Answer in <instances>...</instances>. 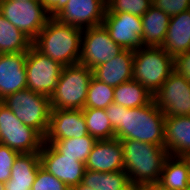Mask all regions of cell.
<instances>
[{
    "instance_id": "obj_1",
    "label": "cell",
    "mask_w": 190,
    "mask_h": 190,
    "mask_svg": "<svg viewBox=\"0 0 190 190\" xmlns=\"http://www.w3.org/2000/svg\"><path fill=\"white\" fill-rule=\"evenodd\" d=\"M105 112L118 140L164 145L165 115L153 100L147 105L130 109L111 103Z\"/></svg>"
},
{
    "instance_id": "obj_2",
    "label": "cell",
    "mask_w": 190,
    "mask_h": 190,
    "mask_svg": "<svg viewBox=\"0 0 190 190\" xmlns=\"http://www.w3.org/2000/svg\"><path fill=\"white\" fill-rule=\"evenodd\" d=\"M124 170L134 187L160 180L164 162L169 156L164 145H154L138 140H121Z\"/></svg>"
},
{
    "instance_id": "obj_3",
    "label": "cell",
    "mask_w": 190,
    "mask_h": 190,
    "mask_svg": "<svg viewBox=\"0 0 190 190\" xmlns=\"http://www.w3.org/2000/svg\"><path fill=\"white\" fill-rule=\"evenodd\" d=\"M82 31L51 17L33 40V46L62 66L75 65L79 63Z\"/></svg>"
},
{
    "instance_id": "obj_4",
    "label": "cell",
    "mask_w": 190,
    "mask_h": 190,
    "mask_svg": "<svg viewBox=\"0 0 190 190\" xmlns=\"http://www.w3.org/2000/svg\"><path fill=\"white\" fill-rule=\"evenodd\" d=\"M93 71L87 66H64L54 92L49 97L51 109H84Z\"/></svg>"
},
{
    "instance_id": "obj_5",
    "label": "cell",
    "mask_w": 190,
    "mask_h": 190,
    "mask_svg": "<svg viewBox=\"0 0 190 190\" xmlns=\"http://www.w3.org/2000/svg\"><path fill=\"white\" fill-rule=\"evenodd\" d=\"M174 71L173 57L163 47L143 46L134 51L133 80L153 95Z\"/></svg>"
},
{
    "instance_id": "obj_6",
    "label": "cell",
    "mask_w": 190,
    "mask_h": 190,
    "mask_svg": "<svg viewBox=\"0 0 190 190\" xmlns=\"http://www.w3.org/2000/svg\"><path fill=\"white\" fill-rule=\"evenodd\" d=\"M24 125L37 130L46 136L50 120L49 97L35 93L29 88L8 95L1 101Z\"/></svg>"
},
{
    "instance_id": "obj_7",
    "label": "cell",
    "mask_w": 190,
    "mask_h": 190,
    "mask_svg": "<svg viewBox=\"0 0 190 190\" xmlns=\"http://www.w3.org/2000/svg\"><path fill=\"white\" fill-rule=\"evenodd\" d=\"M0 143L22 153H39L44 137L34 128L24 125L0 101Z\"/></svg>"
},
{
    "instance_id": "obj_8",
    "label": "cell",
    "mask_w": 190,
    "mask_h": 190,
    "mask_svg": "<svg viewBox=\"0 0 190 190\" xmlns=\"http://www.w3.org/2000/svg\"><path fill=\"white\" fill-rule=\"evenodd\" d=\"M0 13L34 40L51 18L42 2L0 0Z\"/></svg>"
},
{
    "instance_id": "obj_9",
    "label": "cell",
    "mask_w": 190,
    "mask_h": 190,
    "mask_svg": "<svg viewBox=\"0 0 190 190\" xmlns=\"http://www.w3.org/2000/svg\"><path fill=\"white\" fill-rule=\"evenodd\" d=\"M123 50L111 39L103 24L90 27L82 31L79 64L92 70L111 61Z\"/></svg>"
},
{
    "instance_id": "obj_10",
    "label": "cell",
    "mask_w": 190,
    "mask_h": 190,
    "mask_svg": "<svg viewBox=\"0 0 190 190\" xmlns=\"http://www.w3.org/2000/svg\"><path fill=\"white\" fill-rule=\"evenodd\" d=\"M63 67L32 46L27 51L25 64L27 88L50 97L55 90Z\"/></svg>"
},
{
    "instance_id": "obj_11",
    "label": "cell",
    "mask_w": 190,
    "mask_h": 190,
    "mask_svg": "<svg viewBox=\"0 0 190 190\" xmlns=\"http://www.w3.org/2000/svg\"><path fill=\"white\" fill-rule=\"evenodd\" d=\"M153 101L165 117L190 116V82L173 71L153 94Z\"/></svg>"
},
{
    "instance_id": "obj_12",
    "label": "cell",
    "mask_w": 190,
    "mask_h": 190,
    "mask_svg": "<svg viewBox=\"0 0 190 190\" xmlns=\"http://www.w3.org/2000/svg\"><path fill=\"white\" fill-rule=\"evenodd\" d=\"M111 39L123 49L136 51L143 47L142 18L127 12L105 13L103 23Z\"/></svg>"
},
{
    "instance_id": "obj_13",
    "label": "cell",
    "mask_w": 190,
    "mask_h": 190,
    "mask_svg": "<svg viewBox=\"0 0 190 190\" xmlns=\"http://www.w3.org/2000/svg\"><path fill=\"white\" fill-rule=\"evenodd\" d=\"M41 166L69 188L82 183L85 163L63 156L51 144L43 143L39 152Z\"/></svg>"
},
{
    "instance_id": "obj_14",
    "label": "cell",
    "mask_w": 190,
    "mask_h": 190,
    "mask_svg": "<svg viewBox=\"0 0 190 190\" xmlns=\"http://www.w3.org/2000/svg\"><path fill=\"white\" fill-rule=\"evenodd\" d=\"M106 0H68L54 18L59 22L87 29L103 23Z\"/></svg>"
},
{
    "instance_id": "obj_15",
    "label": "cell",
    "mask_w": 190,
    "mask_h": 190,
    "mask_svg": "<svg viewBox=\"0 0 190 190\" xmlns=\"http://www.w3.org/2000/svg\"><path fill=\"white\" fill-rule=\"evenodd\" d=\"M87 134L82 109H51L49 127L44 140L80 138Z\"/></svg>"
},
{
    "instance_id": "obj_16",
    "label": "cell",
    "mask_w": 190,
    "mask_h": 190,
    "mask_svg": "<svg viewBox=\"0 0 190 190\" xmlns=\"http://www.w3.org/2000/svg\"><path fill=\"white\" fill-rule=\"evenodd\" d=\"M27 52L0 54V101L27 88Z\"/></svg>"
},
{
    "instance_id": "obj_17",
    "label": "cell",
    "mask_w": 190,
    "mask_h": 190,
    "mask_svg": "<svg viewBox=\"0 0 190 190\" xmlns=\"http://www.w3.org/2000/svg\"><path fill=\"white\" fill-rule=\"evenodd\" d=\"M85 167L102 173L124 170L121 141L117 138L97 140L85 162Z\"/></svg>"
},
{
    "instance_id": "obj_18",
    "label": "cell",
    "mask_w": 190,
    "mask_h": 190,
    "mask_svg": "<svg viewBox=\"0 0 190 190\" xmlns=\"http://www.w3.org/2000/svg\"><path fill=\"white\" fill-rule=\"evenodd\" d=\"M134 51L124 49L111 61L93 68V77L112 87L133 80Z\"/></svg>"
},
{
    "instance_id": "obj_19",
    "label": "cell",
    "mask_w": 190,
    "mask_h": 190,
    "mask_svg": "<svg viewBox=\"0 0 190 190\" xmlns=\"http://www.w3.org/2000/svg\"><path fill=\"white\" fill-rule=\"evenodd\" d=\"M164 147L177 157L190 152V116L165 117Z\"/></svg>"
},
{
    "instance_id": "obj_20",
    "label": "cell",
    "mask_w": 190,
    "mask_h": 190,
    "mask_svg": "<svg viewBox=\"0 0 190 190\" xmlns=\"http://www.w3.org/2000/svg\"><path fill=\"white\" fill-rule=\"evenodd\" d=\"M40 165L39 153L19 154L12 166L9 180L4 183V189L31 190Z\"/></svg>"
},
{
    "instance_id": "obj_21",
    "label": "cell",
    "mask_w": 190,
    "mask_h": 190,
    "mask_svg": "<svg viewBox=\"0 0 190 190\" xmlns=\"http://www.w3.org/2000/svg\"><path fill=\"white\" fill-rule=\"evenodd\" d=\"M162 47L173 58L190 50V10L170 17Z\"/></svg>"
},
{
    "instance_id": "obj_22",
    "label": "cell",
    "mask_w": 190,
    "mask_h": 190,
    "mask_svg": "<svg viewBox=\"0 0 190 190\" xmlns=\"http://www.w3.org/2000/svg\"><path fill=\"white\" fill-rule=\"evenodd\" d=\"M141 18L143 46L162 47L166 38L170 16L152 5Z\"/></svg>"
},
{
    "instance_id": "obj_23",
    "label": "cell",
    "mask_w": 190,
    "mask_h": 190,
    "mask_svg": "<svg viewBox=\"0 0 190 190\" xmlns=\"http://www.w3.org/2000/svg\"><path fill=\"white\" fill-rule=\"evenodd\" d=\"M82 184L94 190H132L134 188L125 170L102 173L86 169Z\"/></svg>"
},
{
    "instance_id": "obj_24",
    "label": "cell",
    "mask_w": 190,
    "mask_h": 190,
    "mask_svg": "<svg viewBox=\"0 0 190 190\" xmlns=\"http://www.w3.org/2000/svg\"><path fill=\"white\" fill-rule=\"evenodd\" d=\"M33 40L0 13V54L27 52Z\"/></svg>"
},
{
    "instance_id": "obj_25",
    "label": "cell",
    "mask_w": 190,
    "mask_h": 190,
    "mask_svg": "<svg viewBox=\"0 0 190 190\" xmlns=\"http://www.w3.org/2000/svg\"><path fill=\"white\" fill-rule=\"evenodd\" d=\"M159 182L171 190H188L190 176L184 160L169 155L164 162Z\"/></svg>"
},
{
    "instance_id": "obj_26",
    "label": "cell",
    "mask_w": 190,
    "mask_h": 190,
    "mask_svg": "<svg viewBox=\"0 0 190 190\" xmlns=\"http://www.w3.org/2000/svg\"><path fill=\"white\" fill-rule=\"evenodd\" d=\"M153 100V95L138 81L131 80L114 87L113 103L126 108L147 105Z\"/></svg>"
},
{
    "instance_id": "obj_27",
    "label": "cell",
    "mask_w": 190,
    "mask_h": 190,
    "mask_svg": "<svg viewBox=\"0 0 190 190\" xmlns=\"http://www.w3.org/2000/svg\"><path fill=\"white\" fill-rule=\"evenodd\" d=\"M44 142L51 144L63 156H70L85 163L97 140L87 134L80 138L44 140Z\"/></svg>"
},
{
    "instance_id": "obj_28",
    "label": "cell",
    "mask_w": 190,
    "mask_h": 190,
    "mask_svg": "<svg viewBox=\"0 0 190 190\" xmlns=\"http://www.w3.org/2000/svg\"><path fill=\"white\" fill-rule=\"evenodd\" d=\"M82 112L89 135L96 140L115 138L114 129L106 115L105 109L84 108Z\"/></svg>"
},
{
    "instance_id": "obj_29",
    "label": "cell",
    "mask_w": 190,
    "mask_h": 190,
    "mask_svg": "<svg viewBox=\"0 0 190 190\" xmlns=\"http://www.w3.org/2000/svg\"><path fill=\"white\" fill-rule=\"evenodd\" d=\"M114 100V87L92 77L84 108L106 109Z\"/></svg>"
},
{
    "instance_id": "obj_30",
    "label": "cell",
    "mask_w": 190,
    "mask_h": 190,
    "mask_svg": "<svg viewBox=\"0 0 190 190\" xmlns=\"http://www.w3.org/2000/svg\"><path fill=\"white\" fill-rule=\"evenodd\" d=\"M152 5V0H106L105 13L127 12L142 17Z\"/></svg>"
},
{
    "instance_id": "obj_31",
    "label": "cell",
    "mask_w": 190,
    "mask_h": 190,
    "mask_svg": "<svg viewBox=\"0 0 190 190\" xmlns=\"http://www.w3.org/2000/svg\"><path fill=\"white\" fill-rule=\"evenodd\" d=\"M31 190H69V187L40 165Z\"/></svg>"
},
{
    "instance_id": "obj_32",
    "label": "cell",
    "mask_w": 190,
    "mask_h": 190,
    "mask_svg": "<svg viewBox=\"0 0 190 190\" xmlns=\"http://www.w3.org/2000/svg\"><path fill=\"white\" fill-rule=\"evenodd\" d=\"M20 153L0 143V182L5 183L11 176V169Z\"/></svg>"
},
{
    "instance_id": "obj_33",
    "label": "cell",
    "mask_w": 190,
    "mask_h": 190,
    "mask_svg": "<svg viewBox=\"0 0 190 190\" xmlns=\"http://www.w3.org/2000/svg\"><path fill=\"white\" fill-rule=\"evenodd\" d=\"M152 4L170 17L190 10V0H152Z\"/></svg>"
},
{
    "instance_id": "obj_34",
    "label": "cell",
    "mask_w": 190,
    "mask_h": 190,
    "mask_svg": "<svg viewBox=\"0 0 190 190\" xmlns=\"http://www.w3.org/2000/svg\"><path fill=\"white\" fill-rule=\"evenodd\" d=\"M174 71L190 82V50L173 58Z\"/></svg>"
},
{
    "instance_id": "obj_35",
    "label": "cell",
    "mask_w": 190,
    "mask_h": 190,
    "mask_svg": "<svg viewBox=\"0 0 190 190\" xmlns=\"http://www.w3.org/2000/svg\"><path fill=\"white\" fill-rule=\"evenodd\" d=\"M68 0H42L45 9L50 17H54L67 4Z\"/></svg>"
},
{
    "instance_id": "obj_36",
    "label": "cell",
    "mask_w": 190,
    "mask_h": 190,
    "mask_svg": "<svg viewBox=\"0 0 190 190\" xmlns=\"http://www.w3.org/2000/svg\"><path fill=\"white\" fill-rule=\"evenodd\" d=\"M142 188L144 190H171L168 187H165L162 183H160L159 181L157 182H151V183H147L144 184L142 186Z\"/></svg>"
},
{
    "instance_id": "obj_37",
    "label": "cell",
    "mask_w": 190,
    "mask_h": 190,
    "mask_svg": "<svg viewBox=\"0 0 190 190\" xmlns=\"http://www.w3.org/2000/svg\"><path fill=\"white\" fill-rule=\"evenodd\" d=\"M69 190H94V189L87 187L82 183H79L76 186L70 187Z\"/></svg>"
},
{
    "instance_id": "obj_38",
    "label": "cell",
    "mask_w": 190,
    "mask_h": 190,
    "mask_svg": "<svg viewBox=\"0 0 190 190\" xmlns=\"http://www.w3.org/2000/svg\"><path fill=\"white\" fill-rule=\"evenodd\" d=\"M184 162L186 163L187 165V168H188V172H189V176H190V152L189 153H186L182 156H180Z\"/></svg>"
},
{
    "instance_id": "obj_39",
    "label": "cell",
    "mask_w": 190,
    "mask_h": 190,
    "mask_svg": "<svg viewBox=\"0 0 190 190\" xmlns=\"http://www.w3.org/2000/svg\"><path fill=\"white\" fill-rule=\"evenodd\" d=\"M0 190H5L4 189V183L0 182Z\"/></svg>"
},
{
    "instance_id": "obj_40",
    "label": "cell",
    "mask_w": 190,
    "mask_h": 190,
    "mask_svg": "<svg viewBox=\"0 0 190 190\" xmlns=\"http://www.w3.org/2000/svg\"><path fill=\"white\" fill-rule=\"evenodd\" d=\"M132 190H144L142 187H134Z\"/></svg>"
},
{
    "instance_id": "obj_41",
    "label": "cell",
    "mask_w": 190,
    "mask_h": 190,
    "mask_svg": "<svg viewBox=\"0 0 190 190\" xmlns=\"http://www.w3.org/2000/svg\"><path fill=\"white\" fill-rule=\"evenodd\" d=\"M21 1H35V2H42V0H21Z\"/></svg>"
}]
</instances>
